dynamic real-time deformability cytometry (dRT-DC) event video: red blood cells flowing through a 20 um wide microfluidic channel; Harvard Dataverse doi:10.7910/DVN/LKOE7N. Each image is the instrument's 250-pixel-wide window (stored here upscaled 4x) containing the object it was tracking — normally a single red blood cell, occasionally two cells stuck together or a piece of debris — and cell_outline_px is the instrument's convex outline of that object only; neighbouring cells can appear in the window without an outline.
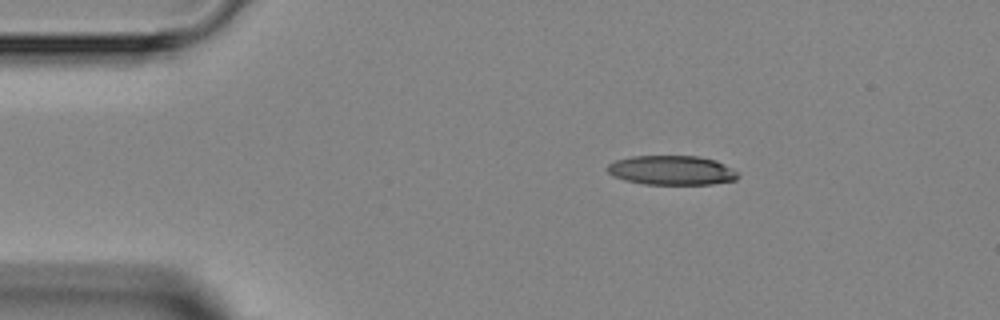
{"species": "Egyptian fruit bat (a non-hibernating species)", "species_latin": "Rousettus aegyptiacus", "temperature_condition": "room temperature", "stored_images_in_passage": 4, "camera_frame_rate_fps": 3000, "um_per_image_px": 0.085, "animal": {"sex": "female"}, "frame": {"image": 1, "passage_image": 1, "time_ms": 0.0, "image_size_px": [1000, 320], "cell_outline_px": [[740, 176], [736, 180], [712, 184], [644, 184], [624, 180], [612, 176], [604, 168], [608, 164], [616, 160], [632, 156], [700, 156], [716, 160], [740, 172]], "centroid_in_image_um": [57.1, 14.47], "position_along_channel_um": 27.9, "area_um2": 22.66}}
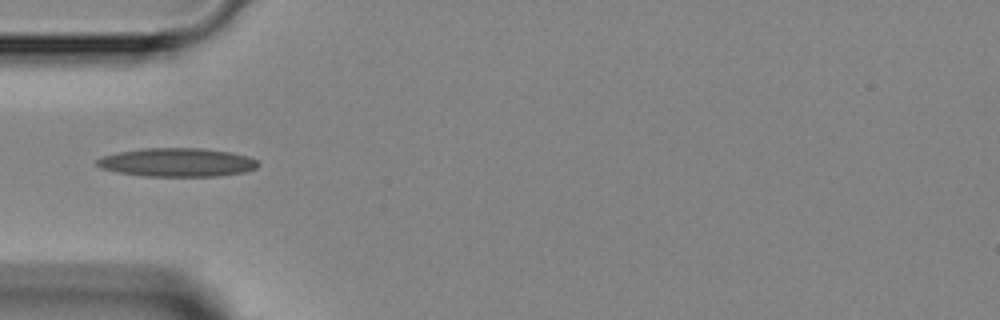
{"frame": {"image": 2, "passage_image": 3, "time_ms": 2.333, "image_size_px": [1000, 320], "cell_outline_px": [[260, 164], [256, 168], [244, 172], [216, 176], [144, 176], [120, 172], [100, 168], [96, 164], [96, 160], [100, 156], [120, 152], [144, 148], [204, 148], [232, 152], [248, 156], [256, 160]], "centroid_in_image_um": [15.07, 13.79], "position_along_channel_um": 69.9, "area_um2": 26.88}}
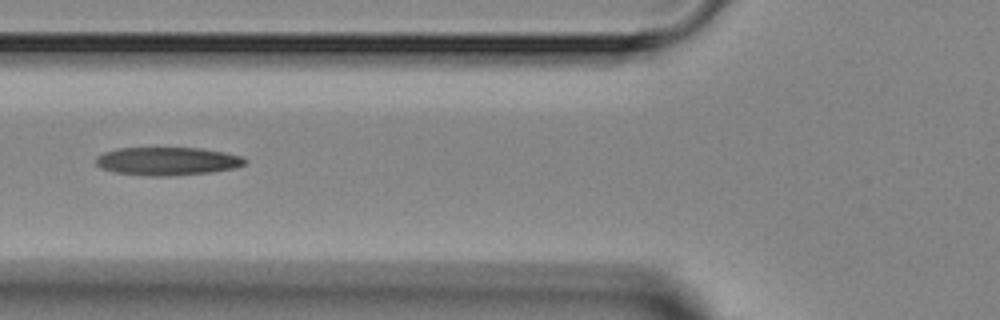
{"frame": {"image": 3, "passage_image": 4, "time_ms": 3.333, "image_size_px": [1000, 320], "cell_outline_px": [[248, 160], [244, 164], [236, 168], [212, 172], [164, 176], [152, 176], [116, 172], [100, 168], [96, 164], [96, 156], [104, 152], [116, 148], [200, 148], [224, 152], [240, 156]], "centroid_in_image_um": [14.22, 13.69], "position_along_channel_um": 111.6, "area_um2": 24.39}}